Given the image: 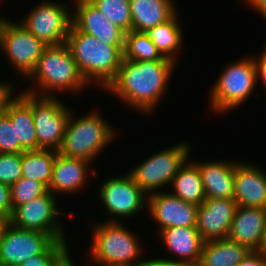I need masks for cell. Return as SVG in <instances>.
Listing matches in <instances>:
<instances>
[{"label":"cell","mask_w":266,"mask_h":266,"mask_svg":"<svg viewBox=\"0 0 266 266\" xmlns=\"http://www.w3.org/2000/svg\"><path fill=\"white\" fill-rule=\"evenodd\" d=\"M147 204L149 215L159 225L157 232L164 228L196 227L198 205L187 203L172 192L159 190L148 195Z\"/></svg>","instance_id":"obj_14"},{"label":"cell","mask_w":266,"mask_h":266,"mask_svg":"<svg viewBox=\"0 0 266 266\" xmlns=\"http://www.w3.org/2000/svg\"><path fill=\"white\" fill-rule=\"evenodd\" d=\"M266 234V209L238 206L232 220L228 239L259 251Z\"/></svg>","instance_id":"obj_18"},{"label":"cell","mask_w":266,"mask_h":266,"mask_svg":"<svg viewBox=\"0 0 266 266\" xmlns=\"http://www.w3.org/2000/svg\"><path fill=\"white\" fill-rule=\"evenodd\" d=\"M259 251L262 252L266 256V234H265V239H264L263 245Z\"/></svg>","instance_id":"obj_42"},{"label":"cell","mask_w":266,"mask_h":266,"mask_svg":"<svg viewBox=\"0 0 266 266\" xmlns=\"http://www.w3.org/2000/svg\"><path fill=\"white\" fill-rule=\"evenodd\" d=\"M167 250L174 254L176 261H187L199 264L204 240L196 227H172L164 228L159 233Z\"/></svg>","instance_id":"obj_21"},{"label":"cell","mask_w":266,"mask_h":266,"mask_svg":"<svg viewBox=\"0 0 266 266\" xmlns=\"http://www.w3.org/2000/svg\"><path fill=\"white\" fill-rule=\"evenodd\" d=\"M178 12L167 22L159 24L145 32L160 54L178 63V50L183 45V32L179 23ZM178 55V56H177Z\"/></svg>","instance_id":"obj_26"},{"label":"cell","mask_w":266,"mask_h":266,"mask_svg":"<svg viewBox=\"0 0 266 266\" xmlns=\"http://www.w3.org/2000/svg\"><path fill=\"white\" fill-rule=\"evenodd\" d=\"M26 79L34 81L36 89L31 86L24 91L40 96H55V91L80 92L89 85L79 72L66 43L47 46Z\"/></svg>","instance_id":"obj_3"},{"label":"cell","mask_w":266,"mask_h":266,"mask_svg":"<svg viewBox=\"0 0 266 266\" xmlns=\"http://www.w3.org/2000/svg\"><path fill=\"white\" fill-rule=\"evenodd\" d=\"M91 162L80 159H72L57 154L53 163L52 179L49 191L55 196L59 193L75 194L86 187L88 168Z\"/></svg>","instance_id":"obj_20"},{"label":"cell","mask_w":266,"mask_h":266,"mask_svg":"<svg viewBox=\"0 0 266 266\" xmlns=\"http://www.w3.org/2000/svg\"><path fill=\"white\" fill-rule=\"evenodd\" d=\"M93 225L90 258L92 261L126 266H143L142 245L136 234L121 222H101ZM137 237V238H136Z\"/></svg>","instance_id":"obj_5"},{"label":"cell","mask_w":266,"mask_h":266,"mask_svg":"<svg viewBox=\"0 0 266 266\" xmlns=\"http://www.w3.org/2000/svg\"><path fill=\"white\" fill-rule=\"evenodd\" d=\"M188 158L179 168L171 183L172 194L187 203L201 205L205 199L201 173L197 165Z\"/></svg>","instance_id":"obj_25"},{"label":"cell","mask_w":266,"mask_h":266,"mask_svg":"<svg viewBox=\"0 0 266 266\" xmlns=\"http://www.w3.org/2000/svg\"><path fill=\"white\" fill-rule=\"evenodd\" d=\"M12 209L46 194L49 189L41 182L21 177L11 186Z\"/></svg>","instance_id":"obj_30"},{"label":"cell","mask_w":266,"mask_h":266,"mask_svg":"<svg viewBox=\"0 0 266 266\" xmlns=\"http://www.w3.org/2000/svg\"><path fill=\"white\" fill-rule=\"evenodd\" d=\"M175 4L173 0H130L132 30L147 32L167 22L178 11Z\"/></svg>","instance_id":"obj_22"},{"label":"cell","mask_w":266,"mask_h":266,"mask_svg":"<svg viewBox=\"0 0 266 266\" xmlns=\"http://www.w3.org/2000/svg\"><path fill=\"white\" fill-rule=\"evenodd\" d=\"M22 154L0 153V182L12 185L22 177Z\"/></svg>","instance_id":"obj_32"},{"label":"cell","mask_w":266,"mask_h":266,"mask_svg":"<svg viewBox=\"0 0 266 266\" xmlns=\"http://www.w3.org/2000/svg\"><path fill=\"white\" fill-rule=\"evenodd\" d=\"M7 224H8V220L3 217H0V239H1L3 229L5 228Z\"/></svg>","instance_id":"obj_41"},{"label":"cell","mask_w":266,"mask_h":266,"mask_svg":"<svg viewBox=\"0 0 266 266\" xmlns=\"http://www.w3.org/2000/svg\"><path fill=\"white\" fill-rule=\"evenodd\" d=\"M143 266H199L197 263L187 261H174L168 258L146 259Z\"/></svg>","instance_id":"obj_36"},{"label":"cell","mask_w":266,"mask_h":266,"mask_svg":"<svg viewBox=\"0 0 266 266\" xmlns=\"http://www.w3.org/2000/svg\"><path fill=\"white\" fill-rule=\"evenodd\" d=\"M100 186L98 190L100 201L107 209V213L115 217L108 219L107 222H119V218L133 217L144 207L147 208L148 196L129 173L121 177L108 178Z\"/></svg>","instance_id":"obj_12"},{"label":"cell","mask_w":266,"mask_h":266,"mask_svg":"<svg viewBox=\"0 0 266 266\" xmlns=\"http://www.w3.org/2000/svg\"><path fill=\"white\" fill-rule=\"evenodd\" d=\"M32 109L38 150L58 151L71 115V109L58 96H38L26 91L19 94ZM58 99V100H57Z\"/></svg>","instance_id":"obj_7"},{"label":"cell","mask_w":266,"mask_h":266,"mask_svg":"<svg viewBox=\"0 0 266 266\" xmlns=\"http://www.w3.org/2000/svg\"><path fill=\"white\" fill-rule=\"evenodd\" d=\"M237 266H266V256L260 251H251Z\"/></svg>","instance_id":"obj_37"},{"label":"cell","mask_w":266,"mask_h":266,"mask_svg":"<svg viewBox=\"0 0 266 266\" xmlns=\"http://www.w3.org/2000/svg\"><path fill=\"white\" fill-rule=\"evenodd\" d=\"M244 2L258 11L264 17L263 19H266V0H244Z\"/></svg>","instance_id":"obj_39"},{"label":"cell","mask_w":266,"mask_h":266,"mask_svg":"<svg viewBox=\"0 0 266 266\" xmlns=\"http://www.w3.org/2000/svg\"><path fill=\"white\" fill-rule=\"evenodd\" d=\"M238 205L233 198L205 199L198 206L196 228L204 241L228 238Z\"/></svg>","instance_id":"obj_15"},{"label":"cell","mask_w":266,"mask_h":266,"mask_svg":"<svg viewBox=\"0 0 266 266\" xmlns=\"http://www.w3.org/2000/svg\"><path fill=\"white\" fill-rule=\"evenodd\" d=\"M58 151L37 150L22 153V177L43 183L49 189L53 163Z\"/></svg>","instance_id":"obj_27"},{"label":"cell","mask_w":266,"mask_h":266,"mask_svg":"<svg viewBox=\"0 0 266 266\" xmlns=\"http://www.w3.org/2000/svg\"><path fill=\"white\" fill-rule=\"evenodd\" d=\"M72 24L81 32L107 45L125 47V32L112 23L88 0H74Z\"/></svg>","instance_id":"obj_16"},{"label":"cell","mask_w":266,"mask_h":266,"mask_svg":"<svg viewBox=\"0 0 266 266\" xmlns=\"http://www.w3.org/2000/svg\"><path fill=\"white\" fill-rule=\"evenodd\" d=\"M190 152L188 143L175 144L148 157L128 173L147 196L157 193L159 188L171 185Z\"/></svg>","instance_id":"obj_8"},{"label":"cell","mask_w":266,"mask_h":266,"mask_svg":"<svg viewBox=\"0 0 266 266\" xmlns=\"http://www.w3.org/2000/svg\"><path fill=\"white\" fill-rule=\"evenodd\" d=\"M12 212L11 187L0 182V217L9 221Z\"/></svg>","instance_id":"obj_34"},{"label":"cell","mask_w":266,"mask_h":266,"mask_svg":"<svg viewBox=\"0 0 266 266\" xmlns=\"http://www.w3.org/2000/svg\"><path fill=\"white\" fill-rule=\"evenodd\" d=\"M124 59L134 61L170 60L163 57L145 32L125 33Z\"/></svg>","instance_id":"obj_28"},{"label":"cell","mask_w":266,"mask_h":266,"mask_svg":"<svg viewBox=\"0 0 266 266\" xmlns=\"http://www.w3.org/2000/svg\"><path fill=\"white\" fill-rule=\"evenodd\" d=\"M69 254L68 252L55 266H74Z\"/></svg>","instance_id":"obj_40"},{"label":"cell","mask_w":266,"mask_h":266,"mask_svg":"<svg viewBox=\"0 0 266 266\" xmlns=\"http://www.w3.org/2000/svg\"><path fill=\"white\" fill-rule=\"evenodd\" d=\"M25 150L20 142H16L15 127H13L10 117L5 113L0 116V153H23Z\"/></svg>","instance_id":"obj_33"},{"label":"cell","mask_w":266,"mask_h":266,"mask_svg":"<svg viewBox=\"0 0 266 266\" xmlns=\"http://www.w3.org/2000/svg\"><path fill=\"white\" fill-rule=\"evenodd\" d=\"M11 84L12 82H0V116L6 113L9 103L15 98L13 97L15 90Z\"/></svg>","instance_id":"obj_35"},{"label":"cell","mask_w":266,"mask_h":266,"mask_svg":"<svg viewBox=\"0 0 266 266\" xmlns=\"http://www.w3.org/2000/svg\"><path fill=\"white\" fill-rule=\"evenodd\" d=\"M53 241L47 233L18 228L8 222L0 239V266H20L41 254Z\"/></svg>","instance_id":"obj_13"},{"label":"cell","mask_w":266,"mask_h":266,"mask_svg":"<svg viewBox=\"0 0 266 266\" xmlns=\"http://www.w3.org/2000/svg\"><path fill=\"white\" fill-rule=\"evenodd\" d=\"M69 251L66 241H53L41 254L33 256L20 266H55Z\"/></svg>","instance_id":"obj_31"},{"label":"cell","mask_w":266,"mask_h":266,"mask_svg":"<svg viewBox=\"0 0 266 266\" xmlns=\"http://www.w3.org/2000/svg\"><path fill=\"white\" fill-rule=\"evenodd\" d=\"M256 67H257V78H261L262 83L266 88V47H264L263 52H261L260 57H254Z\"/></svg>","instance_id":"obj_38"},{"label":"cell","mask_w":266,"mask_h":266,"mask_svg":"<svg viewBox=\"0 0 266 266\" xmlns=\"http://www.w3.org/2000/svg\"><path fill=\"white\" fill-rule=\"evenodd\" d=\"M250 164L235 160L233 199L238 206L266 209V173Z\"/></svg>","instance_id":"obj_17"},{"label":"cell","mask_w":266,"mask_h":266,"mask_svg":"<svg viewBox=\"0 0 266 266\" xmlns=\"http://www.w3.org/2000/svg\"><path fill=\"white\" fill-rule=\"evenodd\" d=\"M6 114L15 127L16 142H20L25 151H37V135L31 106L18 94L9 103Z\"/></svg>","instance_id":"obj_23"},{"label":"cell","mask_w":266,"mask_h":266,"mask_svg":"<svg viewBox=\"0 0 266 266\" xmlns=\"http://www.w3.org/2000/svg\"><path fill=\"white\" fill-rule=\"evenodd\" d=\"M68 48L85 81L98 84L104 90L115 79L124 58V47L107 45L73 24L66 38Z\"/></svg>","instance_id":"obj_2"},{"label":"cell","mask_w":266,"mask_h":266,"mask_svg":"<svg viewBox=\"0 0 266 266\" xmlns=\"http://www.w3.org/2000/svg\"><path fill=\"white\" fill-rule=\"evenodd\" d=\"M94 263H97V265H101V266H126V265H117V264H106V263H98L93 261Z\"/></svg>","instance_id":"obj_43"},{"label":"cell","mask_w":266,"mask_h":266,"mask_svg":"<svg viewBox=\"0 0 266 266\" xmlns=\"http://www.w3.org/2000/svg\"><path fill=\"white\" fill-rule=\"evenodd\" d=\"M250 252L228 238L204 241L199 266H237Z\"/></svg>","instance_id":"obj_24"},{"label":"cell","mask_w":266,"mask_h":266,"mask_svg":"<svg viewBox=\"0 0 266 266\" xmlns=\"http://www.w3.org/2000/svg\"><path fill=\"white\" fill-rule=\"evenodd\" d=\"M193 162L200 170L206 199L233 198L235 161Z\"/></svg>","instance_id":"obj_19"},{"label":"cell","mask_w":266,"mask_h":266,"mask_svg":"<svg viewBox=\"0 0 266 266\" xmlns=\"http://www.w3.org/2000/svg\"><path fill=\"white\" fill-rule=\"evenodd\" d=\"M257 83V67L254 57L246 56L227 65L210 90L212 110L224 113L239 107L252 95Z\"/></svg>","instance_id":"obj_6"},{"label":"cell","mask_w":266,"mask_h":266,"mask_svg":"<svg viewBox=\"0 0 266 266\" xmlns=\"http://www.w3.org/2000/svg\"><path fill=\"white\" fill-rule=\"evenodd\" d=\"M57 200L56 196L48 191L28 203L16 206L8 222L18 228L47 233L55 241H66L63 225L58 222L59 215L62 217L66 213L57 207Z\"/></svg>","instance_id":"obj_10"},{"label":"cell","mask_w":266,"mask_h":266,"mask_svg":"<svg viewBox=\"0 0 266 266\" xmlns=\"http://www.w3.org/2000/svg\"><path fill=\"white\" fill-rule=\"evenodd\" d=\"M64 4L50 0L38 3L20 22L47 46L63 44L73 22V14L69 13V7Z\"/></svg>","instance_id":"obj_11"},{"label":"cell","mask_w":266,"mask_h":266,"mask_svg":"<svg viewBox=\"0 0 266 266\" xmlns=\"http://www.w3.org/2000/svg\"><path fill=\"white\" fill-rule=\"evenodd\" d=\"M72 113L58 153L67 158L93 162L115 140L116 133L95 110L78 119Z\"/></svg>","instance_id":"obj_4"},{"label":"cell","mask_w":266,"mask_h":266,"mask_svg":"<svg viewBox=\"0 0 266 266\" xmlns=\"http://www.w3.org/2000/svg\"><path fill=\"white\" fill-rule=\"evenodd\" d=\"M125 33L132 31L130 0H88Z\"/></svg>","instance_id":"obj_29"},{"label":"cell","mask_w":266,"mask_h":266,"mask_svg":"<svg viewBox=\"0 0 266 266\" xmlns=\"http://www.w3.org/2000/svg\"><path fill=\"white\" fill-rule=\"evenodd\" d=\"M176 65L172 60L134 61L123 58L115 79L105 90L115 94L130 108L149 114L163 100Z\"/></svg>","instance_id":"obj_1"},{"label":"cell","mask_w":266,"mask_h":266,"mask_svg":"<svg viewBox=\"0 0 266 266\" xmlns=\"http://www.w3.org/2000/svg\"><path fill=\"white\" fill-rule=\"evenodd\" d=\"M4 17H0V50L8 56L15 71L26 79L35 69L47 45L21 22H13Z\"/></svg>","instance_id":"obj_9"}]
</instances>
